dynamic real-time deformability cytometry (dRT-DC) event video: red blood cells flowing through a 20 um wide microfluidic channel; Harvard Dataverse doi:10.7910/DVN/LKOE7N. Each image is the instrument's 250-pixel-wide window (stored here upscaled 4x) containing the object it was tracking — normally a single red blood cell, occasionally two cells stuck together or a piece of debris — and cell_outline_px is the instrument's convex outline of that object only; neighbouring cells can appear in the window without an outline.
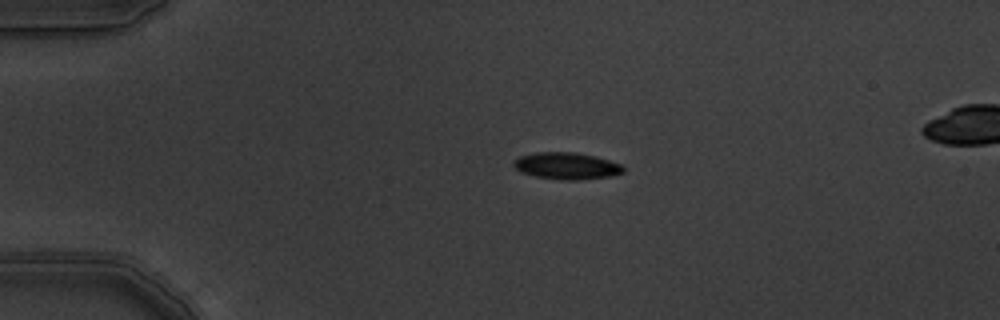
{"species": "common noctule bat (a hibernating species)", "species_latin": "Nyctalus noctula", "temperature_condition": "warm", "stored_images_in_passage": 7, "camera_frame_rate_fps": 3000, "um_per_image_px": 0.085, "animal": {"sex": "male", "body_mass_g": 19.5, "forearm_length_mm": 54.6}, "frame": {"image": 1, "passage_image": 1, "time_ms": 0.0, "image_size_px": [1000, 320], "cell_outline_px": [[624, 172], [612, 176], [576, 180], [560, 180], [536, 176], [524, 172], [516, 168], [512, 164], [512, 160], [520, 156], [536, 152], [576, 152], [596, 156], [620, 164], [624, 168]], "centroid_in_image_um": [48.17, 14.09], "position_along_channel_um": 36.8, "area_um2": 17.11}}
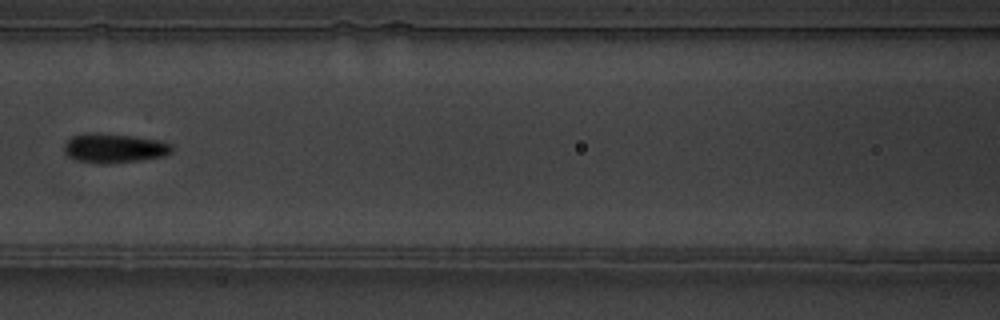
{"frame": {"image": 2, "passage_image": 5, "time_ms": 1.333, "image_size_px": [1000, 320], "cell_outline_px": [[172, 152], [164, 156], [140, 160], [104, 164], [96, 164], [76, 160], [68, 156], [64, 152], [64, 144], [72, 136], [84, 132], [96, 132], [132, 136], [160, 140], [172, 144]], "centroid_in_image_um": [9.68, 12.59], "position_along_channel_um": 156.9, "area_um2": 18.67}}
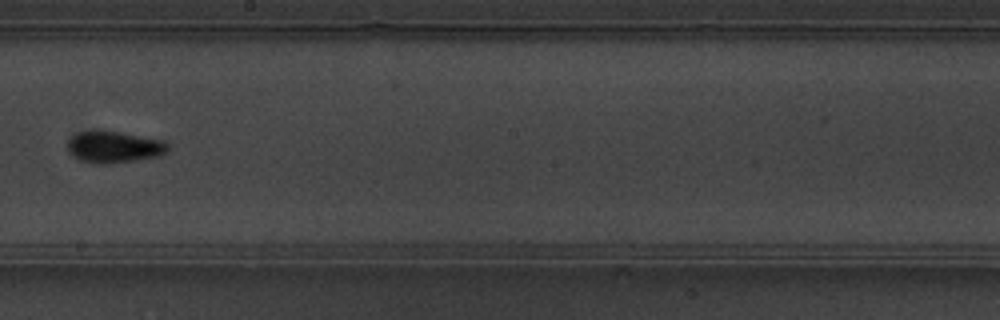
{"frame": {"image": 3, "passage_image": 7, "time_ms": 2.0, "image_size_px": [1000, 320], "cell_outline_px": [[168, 148], [160, 156], [112, 164], [100, 164], [80, 160], [72, 156], [68, 152], [68, 140], [76, 132], [92, 128], [104, 128], [164, 140], [168, 144]], "centroid_in_image_um": [9.64, 12.44], "position_along_channel_um": 238.6, "area_um2": 19.31}}